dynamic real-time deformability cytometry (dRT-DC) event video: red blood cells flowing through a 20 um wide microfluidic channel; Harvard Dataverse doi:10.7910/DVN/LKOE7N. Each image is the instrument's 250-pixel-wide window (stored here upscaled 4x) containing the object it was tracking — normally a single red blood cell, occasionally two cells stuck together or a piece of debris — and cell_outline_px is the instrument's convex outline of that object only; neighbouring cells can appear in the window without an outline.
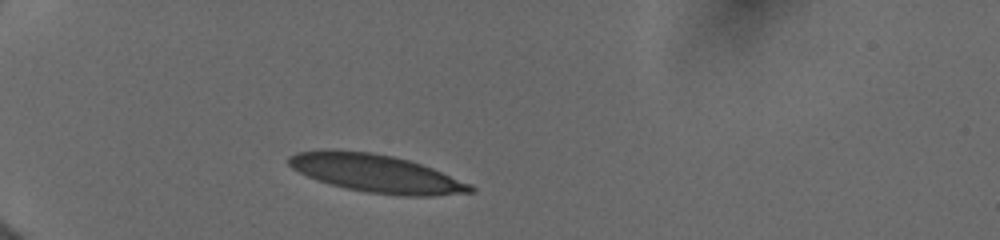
{"species": "human", "species_latin": "Homo sapiens", "temperature_condition": "cold", "stored_images_in_passage": 6, "camera_frame_rate_fps": 3000, "um_per_image_px": 0.085, "donor": {"sex": "female"}, "frame": {"image": 1, "passage_image": 1, "time_ms": 0.0, "image_size_px": [1000, 240], "cell_outline_px": [[476, 188], [472, 192], [432, 196], [404, 196], [368, 192], [344, 188], [316, 180], [292, 168], [288, 164], [288, 156], [296, 152], [320, 148], [368, 152], [392, 156], [408, 160], [432, 168], [472, 184]], "centroid_in_image_um": [31.94, 14.73], "position_along_channel_um": 53.1, "area_um2": 40.23}}